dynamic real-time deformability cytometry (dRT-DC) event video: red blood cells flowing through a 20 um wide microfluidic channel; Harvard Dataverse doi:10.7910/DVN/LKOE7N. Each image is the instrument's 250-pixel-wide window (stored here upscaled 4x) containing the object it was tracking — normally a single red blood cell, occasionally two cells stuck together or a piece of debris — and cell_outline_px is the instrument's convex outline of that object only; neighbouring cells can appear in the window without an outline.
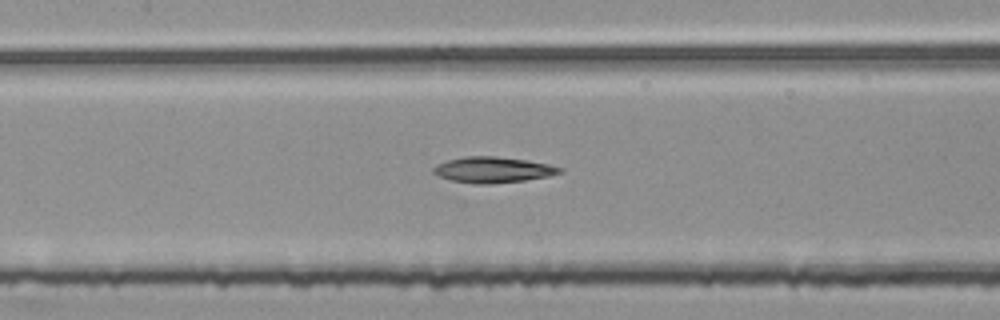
{"species": "common noctule bat (a hibernating species)", "species_latin": "Nyctalus noctula", "temperature_condition": "room temperature", "stored_images_in_passage": 53, "segment_of_instrument_passage": [2, 2], "camera_frame_rate_fps": 3000, "um_per_image_px": 0.085, "animal": {"sex": "female", "body_mass_g": 25.1}, "frame": {"image": 1, "passage_image": 24, "time_ms": 7.667, "image_size_px": [1000, 320], "cell_outline_px": [[564, 172], [548, 176], [524, 180], [492, 184], [472, 184], [452, 180], [440, 176], [432, 172], [432, 168], [436, 164], [448, 160], [468, 156], [496, 156], [524, 160], [548, 164], [564, 168]], "centroid_in_image_um": [41.9, 14.44], "position_along_channel_um": 165.5, "area_um2": 18.96}}
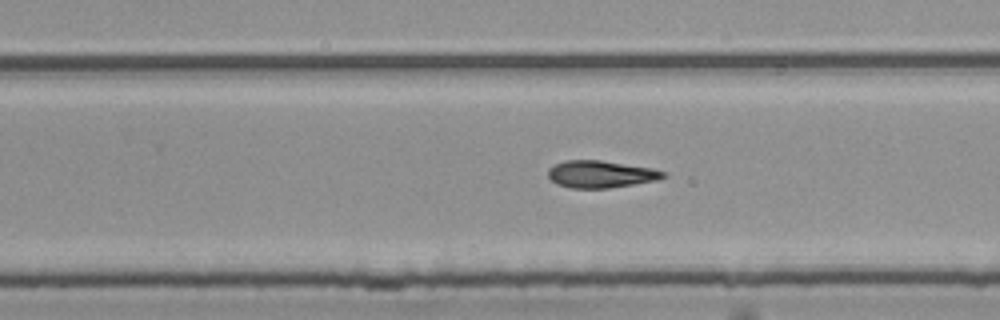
{"frame": {"image": 2, "passage_image": 33, "time_ms": 10.667, "image_size_px": [1000, 320], "cell_outline_px": [[668, 176], [656, 180], [608, 188], [568, 188], [556, 184], [548, 176], [548, 168], [552, 164], [564, 160], [600, 160], [652, 168], [668, 172]], "centroid_in_image_um": [51.04, 14.8], "position_along_channel_um": 278.8, "area_um2": 18.38}}
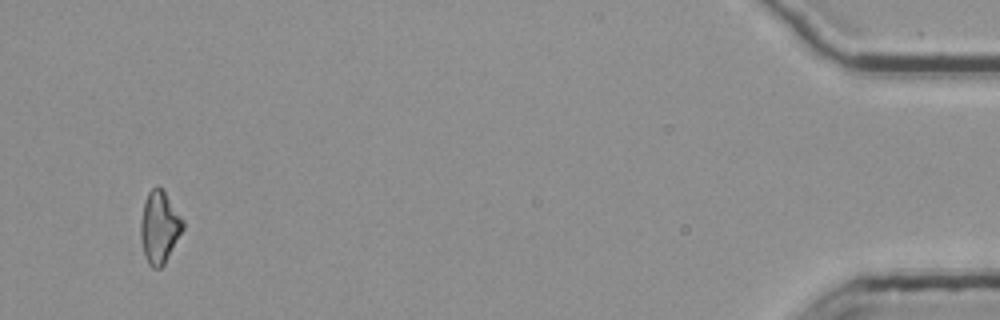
{"frame": {"image": 3, "passage_image": 51, "time_ms": 16.667, "image_size_px": [1000, 320], "cell_outline_px": [[184, 228], [164, 264], [160, 268], [152, 268], [148, 264], [140, 240], [140, 220], [144, 200], [148, 192], [156, 184], [164, 192], [184, 220]], "centroid_in_image_um": [13.53, 19.31], "position_along_channel_um": 421.7, "area_um2": 17.74}}